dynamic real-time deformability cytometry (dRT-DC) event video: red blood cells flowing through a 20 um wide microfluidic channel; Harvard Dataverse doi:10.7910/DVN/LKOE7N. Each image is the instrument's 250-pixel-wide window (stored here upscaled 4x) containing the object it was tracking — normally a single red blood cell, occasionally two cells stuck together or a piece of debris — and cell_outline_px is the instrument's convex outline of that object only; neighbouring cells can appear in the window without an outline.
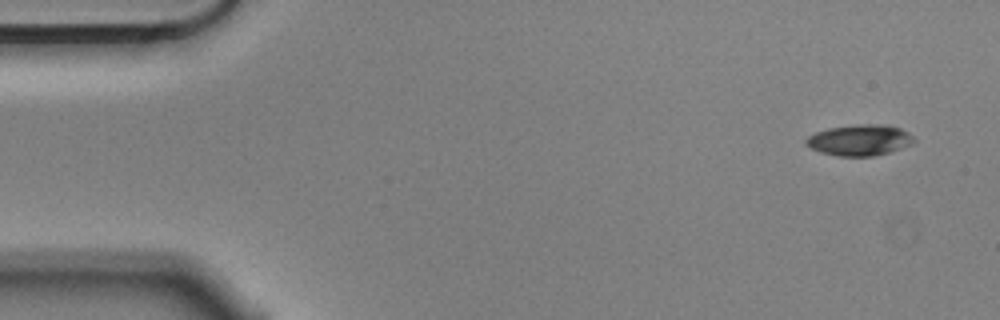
{"species": "Egyptian fruit bat (a non-hibernating species)", "species_latin": "Rousettus aegyptiacus", "temperature_condition": "cold", "stored_images_in_passage": 5, "camera_frame_rate_fps": 3000, "um_per_image_px": 0.085, "animal": {"sex": "male"}, "frame": {"image": 1, "passage_image": 1, "time_ms": 0.0, "image_size_px": [1000, 320], "cell_outline_px": [[916, 140], [912, 144], [888, 152], [872, 156], [836, 156], [820, 152], [804, 144], [804, 140], [808, 136], [816, 132], [828, 128], [860, 124], [880, 124], [900, 128], [908, 132]], "centroid_in_image_um": [73.04, 11.91], "position_along_channel_um": 12.0, "area_um2": 19.42}}
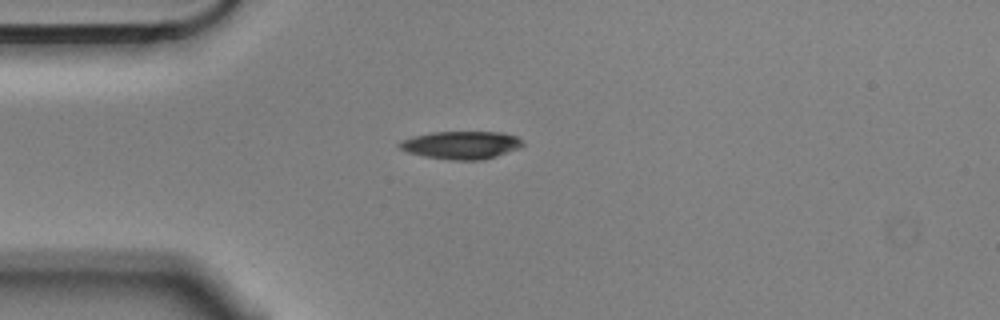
{"frame": {"image": 2, "passage_image": 4, "time_ms": 1.0, "image_size_px": [1000, 320], "cell_outline_px": [[524, 144], [520, 148], [496, 156], [480, 160], [452, 160], [424, 156], [408, 152], [400, 148], [396, 144], [400, 140], [412, 136], [432, 132], [500, 132], [516, 136], [524, 140]], "centroid_in_image_um": [39.2, 12.32], "position_along_channel_um": 45.8, "area_um2": 20.11}}